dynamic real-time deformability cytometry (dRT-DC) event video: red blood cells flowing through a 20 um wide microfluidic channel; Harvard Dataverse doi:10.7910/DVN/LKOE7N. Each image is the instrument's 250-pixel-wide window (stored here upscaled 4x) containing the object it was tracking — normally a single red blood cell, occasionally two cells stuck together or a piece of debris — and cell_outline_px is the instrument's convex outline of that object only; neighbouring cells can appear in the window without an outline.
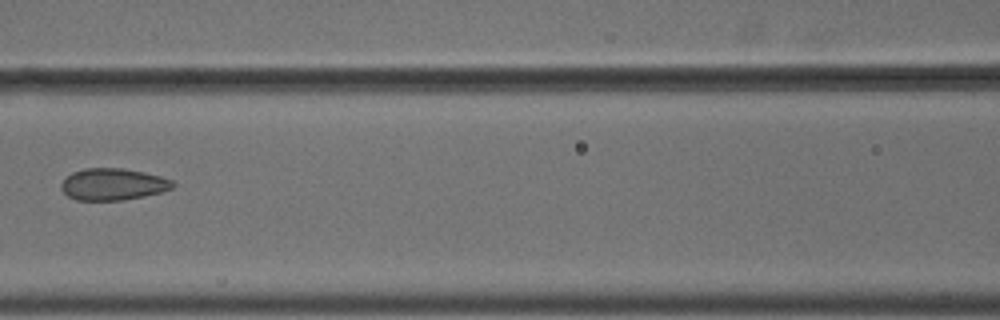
{"species": "common noctule bat (a hibernating species)", "species_latin": "Nyctalus noctula", "temperature_condition": "cold", "stored_images_in_passage": 6, "camera_frame_rate_fps": 3000, "um_per_image_px": 0.085, "animal": {"sex": "male", "body_mass_g": 18.8}, "frame": {"image": 1, "passage_image": 3, "time_ms": 0.667, "image_size_px": [1000, 320], "cell_outline_px": [[176, 184], [172, 188], [160, 192], [144, 196], [120, 200], [76, 200], [68, 196], [60, 188], [60, 184], [72, 172], [84, 168], [120, 168], [144, 172], [160, 176], [172, 180]], "centroid_in_image_um": [9.59, 15.66], "position_along_channel_um": 157.0, "area_um2": 20.58}}
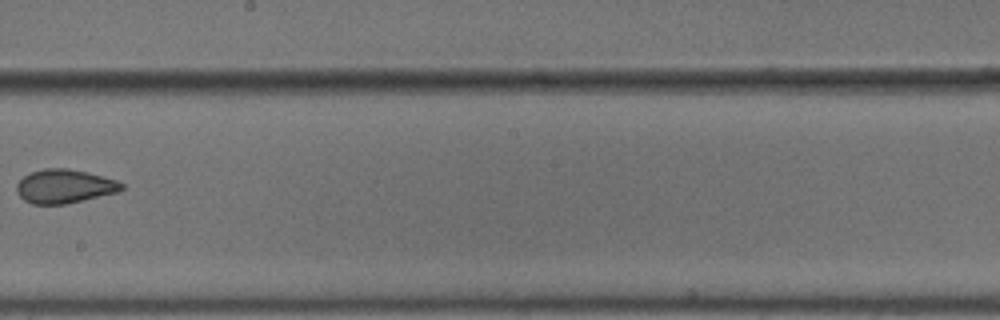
{"frame": {"image": 2, "passage_image": 5, "time_ms": 1.333, "image_size_px": [1000, 320], "cell_outline_px": [[124, 188], [116, 192], [64, 204], [32, 204], [24, 200], [16, 192], [16, 184], [24, 176], [32, 172], [44, 168], [68, 168], [88, 172], [116, 180], [124, 184]], "centroid_in_image_um": [5.45, 15.82], "position_along_channel_um": 242.7, "area_um2": 20.52}}
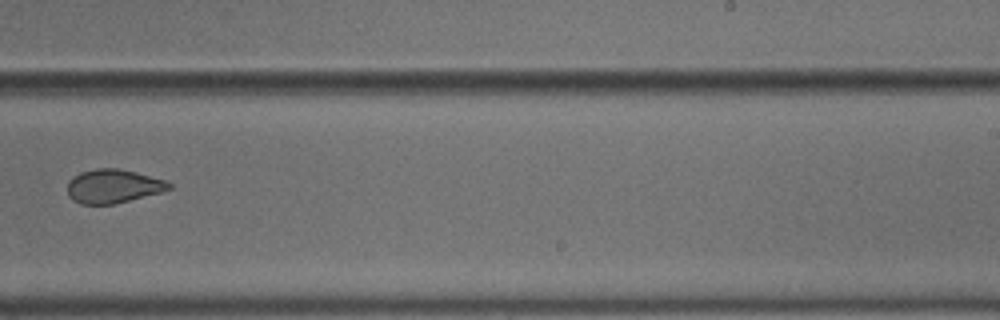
{"frame": {"image": 3, "passage_image": 6, "time_ms": 1.667, "image_size_px": [1000, 320], "cell_outline_px": [[172, 188], [164, 192], [116, 204], [80, 204], [72, 200], [68, 196], [68, 180], [72, 176], [80, 172], [96, 168], [120, 168], [136, 172], [164, 180], [172, 184]], "centroid_in_image_um": [9.62, 15.83], "position_along_channel_um": 279.4, "area_um2": 20.35}}